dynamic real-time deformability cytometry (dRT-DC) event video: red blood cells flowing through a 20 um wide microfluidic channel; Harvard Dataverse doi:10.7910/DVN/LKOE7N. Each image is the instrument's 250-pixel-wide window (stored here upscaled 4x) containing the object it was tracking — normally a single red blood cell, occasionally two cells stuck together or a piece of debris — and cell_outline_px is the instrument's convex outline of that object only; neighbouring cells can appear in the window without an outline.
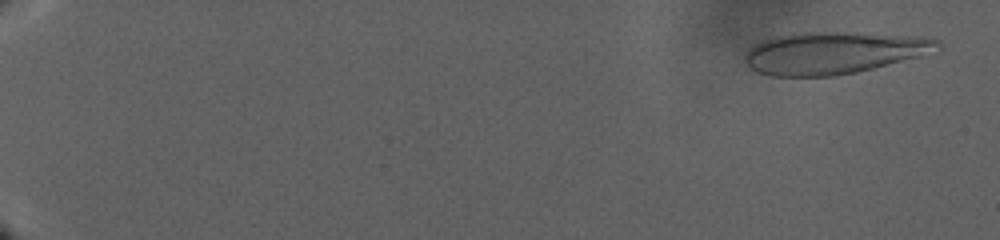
{"species": "human", "species_latin": "Homo sapiens", "temperature_condition": "warm", "stored_images_in_passage": 77, "camera_frame_rate_fps": 3000, "um_per_image_px": 0.085, "donor": {"sex": "male"}, "frame": {"image": 1, "passage_image": 3, "time_ms": 2.0, "image_size_px": [1000, 240], "cell_outline_px": [[940, 44], [920, 56], [856, 72], [832, 76], [772, 76], [756, 72], [748, 68], [744, 60], [744, 56], [748, 48], [764, 40], [776, 36], [804, 32], [836, 32], [924, 36], [940, 40]], "centroid_in_image_um": [70.77, 4.49], "position_along_channel_um": 14.2, "area_um2": 46.88}}
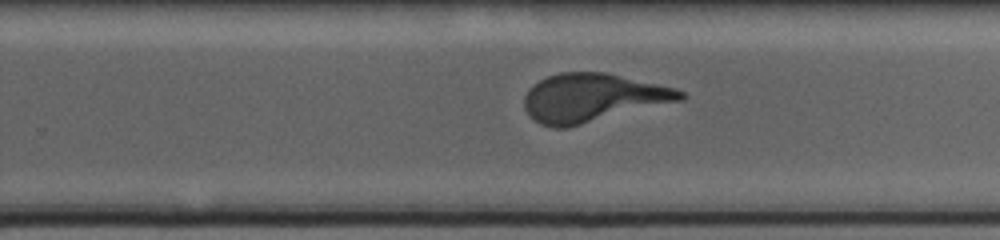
{"frame": {"image": 2, "passage_image": 49, "time_ms": 32.0, "image_size_px": [1000, 240], "cell_outline_px": [[688, 96], [684, 100], [568, 128], [552, 128], [540, 124], [524, 108], [524, 96], [528, 88], [532, 84], [548, 76], [560, 72], [604, 72], [676, 88], [684, 92]], "centroid_in_image_um": [50.39, 8.32], "position_along_channel_um": 279.4, "area_um2": 44.27}}
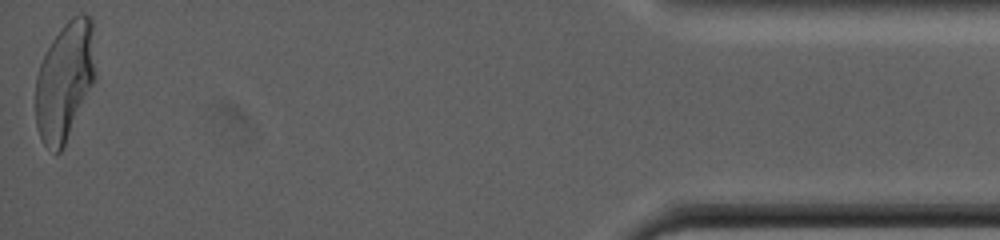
{"frame": {"image": 3, "passage_image": 76, "time_ms": 45.667, "image_size_px": [1000, 240], "cell_outline_px": [[96, 76], [64, 148], [56, 156], [44, 144], [36, 128], [36, 76], [40, 64], [52, 40], [60, 28], [72, 16], [80, 12], [92, 16], [96, 72]], "centroid_in_image_um": [5.52, 6.88], "position_along_channel_um": 429.7, "area_um2": 41.85}}